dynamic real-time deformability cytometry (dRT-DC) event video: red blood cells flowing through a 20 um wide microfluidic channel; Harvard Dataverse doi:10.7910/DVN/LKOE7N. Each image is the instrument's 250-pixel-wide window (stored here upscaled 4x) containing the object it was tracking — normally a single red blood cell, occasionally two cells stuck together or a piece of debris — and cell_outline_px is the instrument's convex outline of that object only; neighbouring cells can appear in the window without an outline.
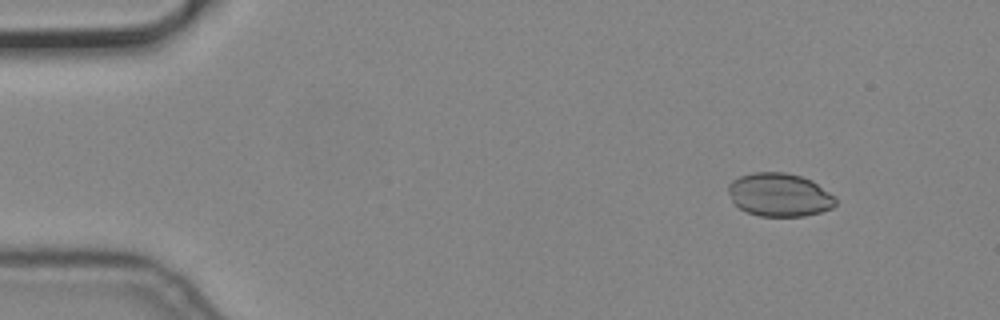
{"species": "common noctule bat (a hibernating species)", "species_latin": "Nyctalus noctula", "temperature_condition": "cold", "stored_images_in_passage": 5, "camera_frame_rate_fps": 3000, "um_per_image_px": 0.085, "animal": {"sex": "male", "body_mass_g": 19.2, "forearm_length_mm": 51.8}, "frame": {"image": 1, "passage_image": 1, "time_ms": 0.0, "image_size_px": [1000, 320], "cell_outline_px": [[836, 204], [832, 208], [820, 212], [804, 216], [760, 216], [748, 212], [740, 208], [732, 200], [728, 192], [728, 184], [732, 180], [740, 176], [752, 172], [784, 172], [800, 176], [812, 180], [836, 196]], "centroid_in_image_um": [66.27, 16.55], "position_along_channel_um": 18.7, "area_um2": 27.17}}
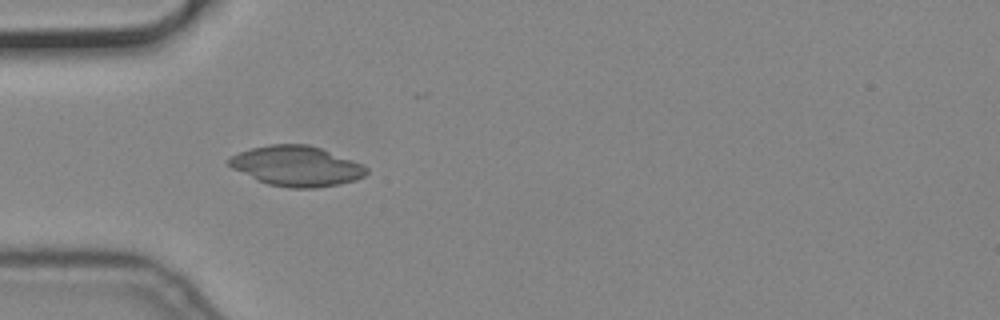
{"frame": {"image": 2, "passage_image": 4, "time_ms": 1.0, "image_size_px": [1000, 320], "cell_outline_px": [[368, 172], [364, 176], [356, 180], [316, 188], [288, 188], [268, 184], [256, 180], [232, 168], [224, 160], [240, 152], [252, 148], [268, 144], [308, 144], [320, 148], [364, 164], [368, 168]], "centroid_in_image_um": [25.19, 14.11], "position_along_channel_um": 59.8, "area_um2": 32.25}}
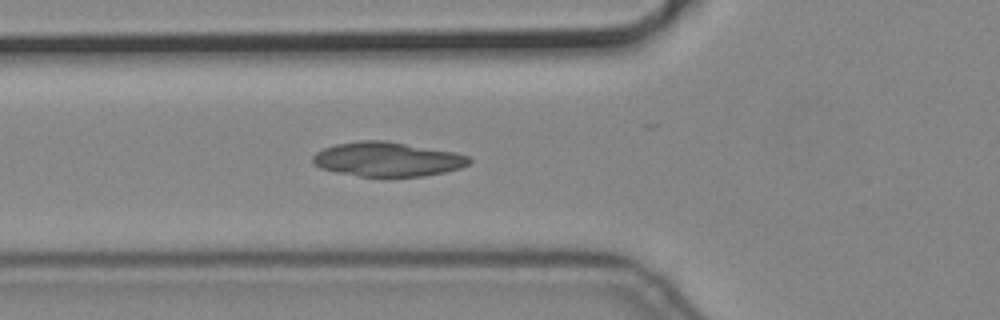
{"frame": {"image": 3, "passage_image": 5, "time_ms": 1.333, "image_size_px": [1000, 320], "cell_outline_px": [[472, 160], [468, 164], [460, 168], [444, 172], [424, 176], [360, 176], [336, 172], [320, 168], [312, 160], [312, 156], [316, 152], [324, 148], [336, 144], [360, 140], [384, 140], [456, 152], [468, 156]], "centroid_in_image_um": [32.93, 13.53], "position_along_channel_um": 92.9, "area_um2": 31.21}}